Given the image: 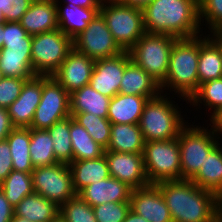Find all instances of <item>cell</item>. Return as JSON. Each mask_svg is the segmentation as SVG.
<instances>
[{
    "instance_id": "obj_17",
    "label": "cell",
    "mask_w": 222,
    "mask_h": 222,
    "mask_svg": "<svg viewBox=\"0 0 222 222\" xmlns=\"http://www.w3.org/2000/svg\"><path fill=\"white\" fill-rule=\"evenodd\" d=\"M42 76L25 81L19 97L7 108L14 127L30 128L35 110L41 101Z\"/></svg>"
},
{
    "instance_id": "obj_3",
    "label": "cell",
    "mask_w": 222,
    "mask_h": 222,
    "mask_svg": "<svg viewBox=\"0 0 222 222\" xmlns=\"http://www.w3.org/2000/svg\"><path fill=\"white\" fill-rule=\"evenodd\" d=\"M199 35L177 38L172 46L165 80L160 84L163 94L166 87L186 102L199 88L198 78Z\"/></svg>"
},
{
    "instance_id": "obj_48",
    "label": "cell",
    "mask_w": 222,
    "mask_h": 222,
    "mask_svg": "<svg viewBox=\"0 0 222 222\" xmlns=\"http://www.w3.org/2000/svg\"><path fill=\"white\" fill-rule=\"evenodd\" d=\"M116 1L122 5H127L130 7H135L143 10L153 0H116Z\"/></svg>"
},
{
    "instance_id": "obj_4",
    "label": "cell",
    "mask_w": 222,
    "mask_h": 222,
    "mask_svg": "<svg viewBox=\"0 0 222 222\" xmlns=\"http://www.w3.org/2000/svg\"><path fill=\"white\" fill-rule=\"evenodd\" d=\"M167 95H159L148 99L145 103L139 127L145 142L157 140H171L179 136L180 131L188 124L182 116L181 110ZM166 97V98H165Z\"/></svg>"
},
{
    "instance_id": "obj_12",
    "label": "cell",
    "mask_w": 222,
    "mask_h": 222,
    "mask_svg": "<svg viewBox=\"0 0 222 222\" xmlns=\"http://www.w3.org/2000/svg\"><path fill=\"white\" fill-rule=\"evenodd\" d=\"M73 48L95 61L114 57L123 52L113 39L100 13L73 39Z\"/></svg>"
},
{
    "instance_id": "obj_10",
    "label": "cell",
    "mask_w": 222,
    "mask_h": 222,
    "mask_svg": "<svg viewBox=\"0 0 222 222\" xmlns=\"http://www.w3.org/2000/svg\"><path fill=\"white\" fill-rule=\"evenodd\" d=\"M31 175L34 193L42 195L58 207L77 195L73 188L69 164L57 163L36 167Z\"/></svg>"
},
{
    "instance_id": "obj_9",
    "label": "cell",
    "mask_w": 222,
    "mask_h": 222,
    "mask_svg": "<svg viewBox=\"0 0 222 222\" xmlns=\"http://www.w3.org/2000/svg\"><path fill=\"white\" fill-rule=\"evenodd\" d=\"M73 49V40L60 29L32 36L31 62L36 75L52 76Z\"/></svg>"
},
{
    "instance_id": "obj_1",
    "label": "cell",
    "mask_w": 222,
    "mask_h": 222,
    "mask_svg": "<svg viewBox=\"0 0 222 222\" xmlns=\"http://www.w3.org/2000/svg\"><path fill=\"white\" fill-rule=\"evenodd\" d=\"M173 222H217V195L191 180L156 183Z\"/></svg>"
},
{
    "instance_id": "obj_33",
    "label": "cell",
    "mask_w": 222,
    "mask_h": 222,
    "mask_svg": "<svg viewBox=\"0 0 222 222\" xmlns=\"http://www.w3.org/2000/svg\"><path fill=\"white\" fill-rule=\"evenodd\" d=\"M202 101L204 102V106L213 111L210 116V122H212L222 112V78L209 80L200 84L198 90L191 96L187 103H190L194 107L198 105L200 107V104L203 103Z\"/></svg>"
},
{
    "instance_id": "obj_57",
    "label": "cell",
    "mask_w": 222,
    "mask_h": 222,
    "mask_svg": "<svg viewBox=\"0 0 222 222\" xmlns=\"http://www.w3.org/2000/svg\"><path fill=\"white\" fill-rule=\"evenodd\" d=\"M50 222H65V221L59 215L56 219H54V220H52Z\"/></svg>"
},
{
    "instance_id": "obj_24",
    "label": "cell",
    "mask_w": 222,
    "mask_h": 222,
    "mask_svg": "<svg viewBox=\"0 0 222 222\" xmlns=\"http://www.w3.org/2000/svg\"><path fill=\"white\" fill-rule=\"evenodd\" d=\"M69 167L72 172L73 188L77 194L87 185L110 177L105 155L96 159L72 161Z\"/></svg>"
},
{
    "instance_id": "obj_41",
    "label": "cell",
    "mask_w": 222,
    "mask_h": 222,
    "mask_svg": "<svg viewBox=\"0 0 222 222\" xmlns=\"http://www.w3.org/2000/svg\"><path fill=\"white\" fill-rule=\"evenodd\" d=\"M34 0H5L4 16L8 22H20Z\"/></svg>"
},
{
    "instance_id": "obj_15",
    "label": "cell",
    "mask_w": 222,
    "mask_h": 222,
    "mask_svg": "<svg viewBox=\"0 0 222 222\" xmlns=\"http://www.w3.org/2000/svg\"><path fill=\"white\" fill-rule=\"evenodd\" d=\"M94 64L95 60L73 48L52 76L71 94L89 84Z\"/></svg>"
},
{
    "instance_id": "obj_51",
    "label": "cell",
    "mask_w": 222,
    "mask_h": 222,
    "mask_svg": "<svg viewBox=\"0 0 222 222\" xmlns=\"http://www.w3.org/2000/svg\"><path fill=\"white\" fill-rule=\"evenodd\" d=\"M216 127V130L218 131L219 135H222V112L219 114V116L211 122Z\"/></svg>"
},
{
    "instance_id": "obj_14",
    "label": "cell",
    "mask_w": 222,
    "mask_h": 222,
    "mask_svg": "<svg viewBox=\"0 0 222 222\" xmlns=\"http://www.w3.org/2000/svg\"><path fill=\"white\" fill-rule=\"evenodd\" d=\"M110 176L133 189L149 185L141 153H120L105 150Z\"/></svg>"
},
{
    "instance_id": "obj_27",
    "label": "cell",
    "mask_w": 222,
    "mask_h": 222,
    "mask_svg": "<svg viewBox=\"0 0 222 222\" xmlns=\"http://www.w3.org/2000/svg\"><path fill=\"white\" fill-rule=\"evenodd\" d=\"M60 207L40 194L25 196L14 207V215L30 222H50L59 216Z\"/></svg>"
},
{
    "instance_id": "obj_36",
    "label": "cell",
    "mask_w": 222,
    "mask_h": 222,
    "mask_svg": "<svg viewBox=\"0 0 222 222\" xmlns=\"http://www.w3.org/2000/svg\"><path fill=\"white\" fill-rule=\"evenodd\" d=\"M73 119L87 130L95 142L105 149L108 147L112 123L107 118H101L91 113H76Z\"/></svg>"
},
{
    "instance_id": "obj_19",
    "label": "cell",
    "mask_w": 222,
    "mask_h": 222,
    "mask_svg": "<svg viewBox=\"0 0 222 222\" xmlns=\"http://www.w3.org/2000/svg\"><path fill=\"white\" fill-rule=\"evenodd\" d=\"M20 24L31 36L59 29L56 1L34 0Z\"/></svg>"
},
{
    "instance_id": "obj_49",
    "label": "cell",
    "mask_w": 222,
    "mask_h": 222,
    "mask_svg": "<svg viewBox=\"0 0 222 222\" xmlns=\"http://www.w3.org/2000/svg\"><path fill=\"white\" fill-rule=\"evenodd\" d=\"M123 222H148L145 218L142 216L134 213L132 210H130Z\"/></svg>"
},
{
    "instance_id": "obj_38",
    "label": "cell",
    "mask_w": 222,
    "mask_h": 222,
    "mask_svg": "<svg viewBox=\"0 0 222 222\" xmlns=\"http://www.w3.org/2000/svg\"><path fill=\"white\" fill-rule=\"evenodd\" d=\"M97 222H123L130 211V202H108L93 207Z\"/></svg>"
},
{
    "instance_id": "obj_16",
    "label": "cell",
    "mask_w": 222,
    "mask_h": 222,
    "mask_svg": "<svg viewBox=\"0 0 222 222\" xmlns=\"http://www.w3.org/2000/svg\"><path fill=\"white\" fill-rule=\"evenodd\" d=\"M130 210L148 222H173L165 199L156 184L132 190Z\"/></svg>"
},
{
    "instance_id": "obj_43",
    "label": "cell",
    "mask_w": 222,
    "mask_h": 222,
    "mask_svg": "<svg viewBox=\"0 0 222 222\" xmlns=\"http://www.w3.org/2000/svg\"><path fill=\"white\" fill-rule=\"evenodd\" d=\"M13 170L11 152L7 140L0 141V184Z\"/></svg>"
},
{
    "instance_id": "obj_37",
    "label": "cell",
    "mask_w": 222,
    "mask_h": 222,
    "mask_svg": "<svg viewBox=\"0 0 222 222\" xmlns=\"http://www.w3.org/2000/svg\"><path fill=\"white\" fill-rule=\"evenodd\" d=\"M59 215L65 222H97L93 207L78 194L60 207Z\"/></svg>"
},
{
    "instance_id": "obj_5",
    "label": "cell",
    "mask_w": 222,
    "mask_h": 222,
    "mask_svg": "<svg viewBox=\"0 0 222 222\" xmlns=\"http://www.w3.org/2000/svg\"><path fill=\"white\" fill-rule=\"evenodd\" d=\"M100 14L122 51L128 52L146 33L142 9L122 5L116 0H103Z\"/></svg>"
},
{
    "instance_id": "obj_50",
    "label": "cell",
    "mask_w": 222,
    "mask_h": 222,
    "mask_svg": "<svg viewBox=\"0 0 222 222\" xmlns=\"http://www.w3.org/2000/svg\"><path fill=\"white\" fill-rule=\"evenodd\" d=\"M217 222H222V192L217 195Z\"/></svg>"
},
{
    "instance_id": "obj_18",
    "label": "cell",
    "mask_w": 222,
    "mask_h": 222,
    "mask_svg": "<svg viewBox=\"0 0 222 222\" xmlns=\"http://www.w3.org/2000/svg\"><path fill=\"white\" fill-rule=\"evenodd\" d=\"M133 188L127 183L109 177L87 185L78 195L91 207L108 202H124L131 198Z\"/></svg>"
},
{
    "instance_id": "obj_22",
    "label": "cell",
    "mask_w": 222,
    "mask_h": 222,
    "mask_svg": "<svg viewBox=\"0 0 222 222\" xmlns=\"http://www.w3.org/2000/svg\"><path fill=\"white\" fill-rule=\"evenodd\" d=\"M146 96L118 93L111 98L107 119L114 124H139Z\"/></svg>"
},
{
    "instance_id": "obj_11",
    "label": "cell",
    "mask_w": 222,
    "mask_h": 222,
    "mask_svg": "<svg viewBox=\"0 0 222 222\" xmlns=\"http://www.w3.org/2000/svg\"><path fill=\"white\" fill-rule=\"evenodd\" d=\"M69 116L70 94L53 76H42L41 101L35 110L30 128L48 129Z\"/></svg>"
},
{
    "instance_id": "obj_30",
    "label": "cell",
    "mask_w": 222,
    "mask_h": 222,
    "mask_svg": "<svg viewBox=\"0 0 222 222\" xmlns=\"http://www.w3.org/2000/svg\"><path fill=\"white\" fill-rule=\"evenodd\" d=\"M6 140L9 143L13 170L31 173L34 166L29 152L30 128L15 127Z\"/></svg>"
},
{
    "instance_id": "obj_21",
    "label": "cell",
    "mask_w": 222,
    "mask_h": 222,
    "mask_svg": "<svg viewBox=\"0 0 222 222\" xmlns=\"http://www.w3.org/2000/svg\"><path fill=\"white\" fill-rule=\"evenodd\" d=\"M199 35V61L198 78L199 85L214 79L222 78V49L212 38Z\"/></svg>"
},
{
    "instance_id": "obj_58",
    "label": "cell",
    "mask_w": 222,
    "mask_h": 222,
    "mask_svg": "<svg viewBox=\"0 0 222 222\" xmlns=\"http://www.w3.org/2000/svg\"><path fill=\"white\" fill-rule=\"evenodd\" d=\"M4 77L2 70L0 69V80Z\"/></svg>"
},
{
    "instance_id": "obj_53",
    "label": "cell",
    "mask_w": 222,
    "mask_h": 222,
    "mask_svg": "<svg viewBox=\"0 0 222 222\" xmlns=\"http://www.w3.org/2000/svg\"><path fill=\"white\" fill-rule=\"evenodd\" d=\"M4 22L0 23V50L3 48L4 42Z\"/></svg>"
},
{
    "instance_id": "obj_46",
    "label": "cell",
    "mask_w": 222,
    "mask_h": 222,
    "mask_svg": "<svg viewBox=\"0 0 222 222\" xmlns=\"http://www.w3.org/2000/svg\"><path fill=\"white\" fill-rule=\"evenodd\" d=\"M55 1L59 2V0ZM63 2H64L63 5L67 3H72L73 5L82 8H101L103 0H63Z\"/></svg>"
},
{
    "instance_id": "obj_44",
    "label": "cell",
    "mask_w": 222,
    "mask_h": 222,
    "mask_svg": "<svg viewBox=\"0 0 222 222\" xmlns=\"http://www.w3.org/2000/svg\"><path fill=\"white\" fill-rule=\"evenodd\" d=\"M14 128L8 110L0 107V141L6 140Z\"/></svg>"
},
{
    "instance_id": "obj_28",
    "label": "cell",
    "mask_w": 222,
    "mask_h": 222,
    "mask_svg": "<svg viewBox=\"0 0 222 222\" xmlns=\"http://www.w3.org/2000/svg\"><path fill=\"white\" fill-rule=\"evenodd\" d=\"M145 140L139 124H111V137L105 150L120 153H143Z\"/></svg>"
},
{
    "instance_id": "obj_23",
    "label": "cell",
    "mask_w": 222,
    "mask_h": 222,
    "mask_svg": "<svg viewBox=\"0 0 222 222\" xmlns=\"http://www.w3.org/2000/svg\"><path fill=\"white\" fill-rule=\"evenodd\" d=\"M56 3L59 29L72 40L100 13V8H82L67 3L64 9L60 2Z\"/></svg>"
},
{
    "instance_id": "obj_2",
    "label": "cell",
    "mask_w": 222,
    "mask_h": 222,
    "mask_svg": "<svg viewBox=\"0 0 222 222\" xmlns=\"http://www.w3.org/2000/svg\"><path fill=\"white\" fill-rule=\"evenodd\" d=\"M142 11L148 33L189 38L201 32L198 0H153Z\"/></svg>"
},
{
    "instance_id": "obj_34",
    "label": "cell",
    "mask_w": 222,
    "mask_h": 222,
    "mask_svg": "<svg viewBox=\"0 0 222 222\" xmlns=\"http://www.w3.org/2000/svg\"><path fill=\"white\" fill-rule=\"evenodd\" d=\"M0 189L13 207L28 195L34 193L31 173L12 170L0 184Z\"/></svg>"
},
{
    "instance_id": "obj_26",
    "label": "cell",
    "mask_w": 222,
    "mask_h": 222,
    "mask_svg": "<svg viewBox=\"0 0 222 222\" xmlns=\"http://www.w3.org/2000/svg\"><path fill=\"white\" fill-rule=\"evenodd\" d=\"M218 143L206 156L199 171L190 179L204 190L222 192V146Z\"/></svg>"
},
{
    "instance_id": "obj_13",
    "label": "cell",
    "mask_w": 222,
    "mask_h": 222,
    "mask_svg": "<svg viewBox=\"0 0 222 222\" xmlns=\"http://www.w3.org/2000/svg\"><path fill=\"white\" fill-rule=\"evenodd\" d=\"M130 61V54L125 51L114 57L95 61L89 85L102 95L114 97L120 91L125 67Z\"/></svg>"
},
{
    "instance_id": "obj_52",
    "label": "cell",
    "mask_w": 222,
    "mask_h": 222,
    "mask_svg": "<svg viewBox=\"0 0 222 222\" xmlns=\"http://www.w3.org/2000/svg\"><path fill=\"white\" fill-rule=\"evenodd\" d=\"M210 35L220 46L222 49V30L215 31Z\"/></svg>"
},
{
    "instance_id": "obj_35",
    "label": "cell",
    "mask_w": 222,
    "mask_h": 222,
    "mask_svg": "<svg viewBox=\"0 0 222 222\" xmlns=\"http://www.w3.org/2000/svg\"><path fill=\"white\" fill-rule=\"evenodd\" d=\"M47 130L51 135L56 160L59 163L70 164L73 161V149L70 138V116L54 123Z\"/></svg>"
},
{
    "instance_id": "obj_31",
    "label": "cell",
    "mask_w": 222,
    "mask_h": 222,
    "mask_svg": "<svg viewBox=\"0 0 222 222\" xmlns=\"http://www.w3.org/2000/svg\"><path fill=\"white\" fill-rule=\"evenodd\" d=\"M0 69L4 77L28 80L36 76L32 68L31 52L9 51L8 48H2L0 50Z\"/></svg>"
},
{
    "instance_id": "obj_6",
    "label": "cell",
    "mask_w": 222,
    "mask_h": 222,
    "mask_svg": "<svg viewBox=\"0 0 222 222\" xmlns=\"http://www.w3.org/2000/svg\"><path fill=\"white\" fill-rule=\"evenodd\" d=\"M209 125L211 131L188 124L180 131L177 138L180 147L181 180H190L199 171L208 153L219 143L220 136L216 127Z\"/></svg>"
},
{
    "instance_id": "obj_56",
    "label": "cell",
    "mask_w": 222,
    "mask_h": 222,
    "mask_svg": "<svg viewBox=\"0 0 222 222\" xmlns=\"http://www.w3.org/2000/svg\"><path fill=\"white\" fill-rule=\"evenodd\" d=\"M5 16H4V13L0 10V23L1 22H5Z\"/></svg>"
},
{
    "instance_id": "obj_47",
    "label": "cell",
    "mask_w": 222,
    "mask_h": 222,
    "mask_svg": "<svg viewBox=\"0 0 222 222\" xmlns=\"http://www.w3.org/2000/svg\"><path fill=\"white\" fill-rule=\"evenodd\" d=\"M32 39H25V43L3 44V48H8L9 51L31 52Z\"/></svg>"
},
{
    "instance_id": "obj_8",
    "label": "cell",
    "mask_w": 222,
    "mask_h": 222,
    "mask_svg": "<svg viewBox=\"0 0 222 222\" xmlns=\"http://www.w3.org/2000/svg\"><path fill=\"white\" fill-rule=\"evenodd\" d=\"M142 155L149 184L181 180L178 138L145 142Z\"/></svg>"
},
{
    "instance_id": "obj_40",
    "label": "cell",
    "mask_w": 222,
    "mask_h": 222,
    "mask_svg": "<svg viewBox=\"0 0 222 222\" xmlns=\"http://www.w3.org/2000/svg\"><path fill=\"white\" fill-rule=\"evenodd\" d=\"M25 78L3 77L0 80V107L7 109L20 95Z\"/></svg>"
},
{
    "instance_id": "obj_7",
    "label": "cell",
    "mask_w": 222,
    "mask_h": 222,
    "mask_svg": "<svg viewBox=\"0 0 222 222\" xmlns=\"http://www.w3.org/2000/svg\"><path fill=\"white\" fill-rule=\"evenodd\" d=\"M177 38L146 32L128 51L131 60L160 84L165 80L172 46Z\"/></svg>"
},
{
    "instance_id": "obj_25",
    "label": "cell",
    "mask_w": 222,
    "mask_h": 222,
    "mask_svg": "<svg viewBox=\"0 0 222 222\" xmlns=\"http://www.w3.org/2000/svg\"><path fill=\"white\" fill-rule=\"evenodd\" d=\"M111 98L94 90L89 84L70 94V114L91 113L107 118Z\"/></svg>"
},
{
    "instance_id": "obj_39",
    "label": "cell",
    "mask_w": 222,
    "mask_h": 222,
    "mask_svg": "<svg viewBox=\"0 0 222 222\" xmlns=\"http://www.w3.org/2000/svg\"><path fill=\"white\" fill-rule=\"evenodd\" d=\"M198 4L200 24L206 20L211 33L222 30V0H198Z\"/></svg>"
},
{
    "instance_id": "obj_45",
    "label": "cell",
    "mask_w": 222,
    "mask_h": 222,
    "mask_svg": "<svg viewBox=\"0 0 222 222\" xmlns=\"http://www.w3.org/2000/svg\"><path fill=\"white\" fill-rule=\"evenodd\" d=\"M14 216V207L6 199L4 193L0 189V222H10Z\"/></svg>"
},
{
    "instance_id": "obj_42",
    "label": "cell",
    "mask_w": 222,
    "mask_h": 222,
    "mask_svg": "<svg viewBox=\"0 0 222 222\" xmlns=\"http://www.w3.org/2000/svg\"><path fill=\"white\" fill-rule=\"evenodd\" d=\"M25 39H32V36L21 26L20 22H4L3 44L25 43Z\"/></svg>"
},
{
    "instance_id": "obj_32",
    "label": "cell",
    "mask_w": 222,
    "mask_h": 222,
    "mask_svg": "<svg viewBox=\"0 0 222 222\" xmlns=\"http://www.w3.org/2000/svg\"><path fill=\"white\" fill-rule=\"evenodd\" d=\"M29 152L34 168L59 163L54 155L51 135L47 129L30 128Z\"/></svg>"
},
{
    "instance_id": "obj_29",
    "label": "cell",
    "mask_w": 222,
    "mask_h": 222,
    "mask_svg": "<svg viewBox=\"0 0 222 222\" xmlns=\"http://www.w3.org/2000/svg\"><path fill=\"white\" fill-rule=\"evenodd\" d=\"M70 138L73 161L96 159L104 155L105 148L95 142L87 130L70 116Z\"/></svg>"
},
{
    "instance_id": "obj_20",
    "label": "cell",
    "mask_w": 222,
    "mask_h": 222,
    "mask_svg": "<svg viewBox=\"0 0 222 222\" xmlns=\"http://www.w3.org/2000/svg\"><path fill=\"white\" fill-rule=\"evenodd\" d=\"M119 93L146 96L149 99L162 94L160 83L132 60L125 67Z\"/></svg>"
},
{
    "instance_id": "obj_55",
    "label": "cell",
    "mask_w": 222,
    "mask_h": 222,
    "mask_svg": "<svg viewBox=\"0 0 222 222\" xmlns=\"http://www.w3.org/2000/svg\"><path fill=\"white\" fill-rule=\"evenodd\" d=\"M5 0H0V10L4 13Z\"/></svg>"
},
{
    "instance_id": "obj_54",
    "label": "cell",
    "mask_w": 222,
    "mask_h": 222,
    "mask_svg": "<svg viewBox=\"0 0 222 222\" xmlns=\"http://www.w3.org/2000/svg\"><path fill=\"white\" fill-rule=\"evenodd\" d=\"M10 222H30L22 217L13 216Z\"/></svg>"
}]
</instances>
